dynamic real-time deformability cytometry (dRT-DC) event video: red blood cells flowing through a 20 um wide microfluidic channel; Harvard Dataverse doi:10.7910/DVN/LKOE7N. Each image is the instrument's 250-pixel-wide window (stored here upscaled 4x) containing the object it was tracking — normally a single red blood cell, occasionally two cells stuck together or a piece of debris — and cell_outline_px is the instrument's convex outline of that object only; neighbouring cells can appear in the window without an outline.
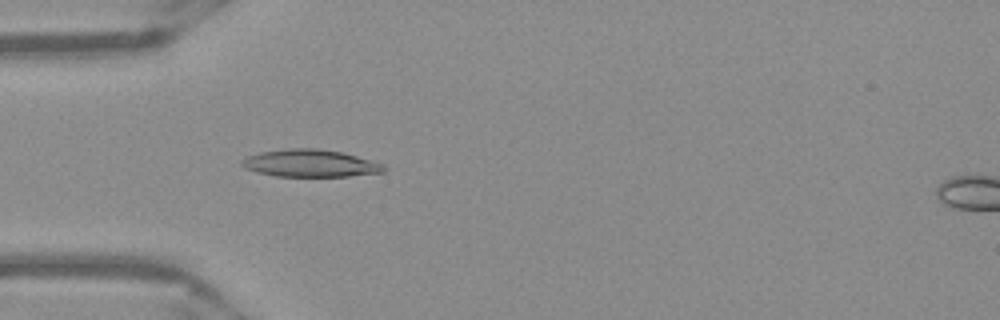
{"species": "Egyptian fruit bat (a non-hibernating species)", "species_latin": "Rousettus aegyptiacus", "temperature_condition": "warm", "stored_images_in_passage": 51, "camera_frame_rate_fps": 3000, "um_per_image_px": 0.085, "frame": {"image": 1, "passage_image": 16, "time_ms": 5.0, "image_size_px": [1000, 320], "cell_outline_px": [[388, 168], [384, 172], [348, 176], [276, 176], [256, 172], [244, 168], [240, 164], [240, 160], [248, 156], [260, 152], [288, 148], [316, 148], [340, 152], [356, 156], [384, 164]], "centroid_in_image_um": [26.35, 13.88], "position_along_channel_um": 58.7, "area_um2": 22.66}}
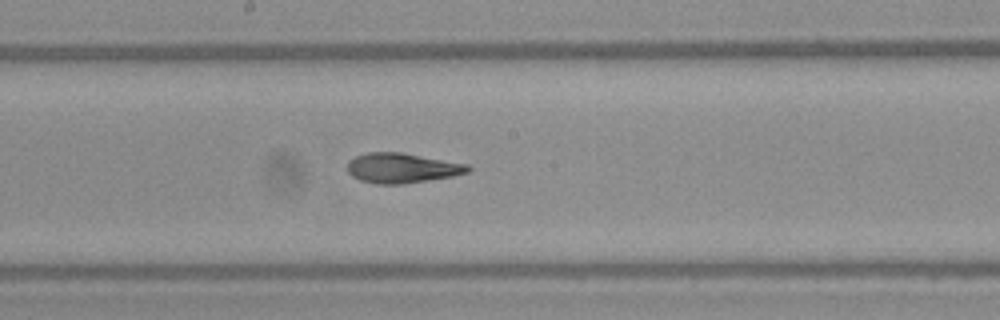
{"frame": {"image": 2, "passage_image": 28, "time_ms": 9.0, "image_size_px": [1000, 320], "cell_outline_px": [[472, 168], [468, 172], [452, 176], [400, 184], [376, 184], [360, 180], [352, 176], [348, 172], [348, 164], [356, 156], [368, 152], [400, 152], [468, 164]], "centroid_in_image_um": [34.17, 14.28], "position_along_channel_um": 214.0, "area_um2": 20.75}}
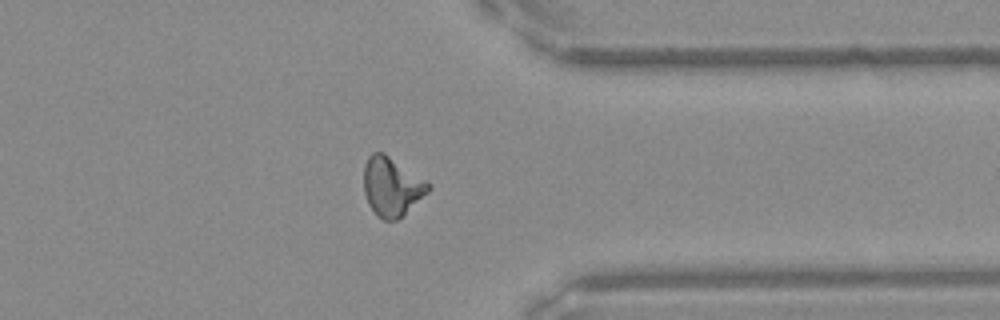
{"frame": {"image": 3, "passage_image": 41, "time_ms": 13.333, "image_size_px": [1000, 320], "cell_outline_px": [[432, 188], [428, 192], [396, 220], [384, 220], [376, 216], [368, 204], [364, 192], [364, 164], [368, 156], [372, 152], [384, 152], [432, 184]], "centroid_in_image_um": [33.28, 15.84], "position_along_channel_um": 378.1, "area_um2": 22.14}, "authors_computed_cell_mechanics": {"area_um2": 21.0392, "velocity_mm_per_s": 3.9442, "shape_relaxation_time_tau1_ms": null, "shape_relaxation_time_tau2_ms": 2.1578, "deformation_change_tau1": null, "deformation_change_tau2": 0.0868}}